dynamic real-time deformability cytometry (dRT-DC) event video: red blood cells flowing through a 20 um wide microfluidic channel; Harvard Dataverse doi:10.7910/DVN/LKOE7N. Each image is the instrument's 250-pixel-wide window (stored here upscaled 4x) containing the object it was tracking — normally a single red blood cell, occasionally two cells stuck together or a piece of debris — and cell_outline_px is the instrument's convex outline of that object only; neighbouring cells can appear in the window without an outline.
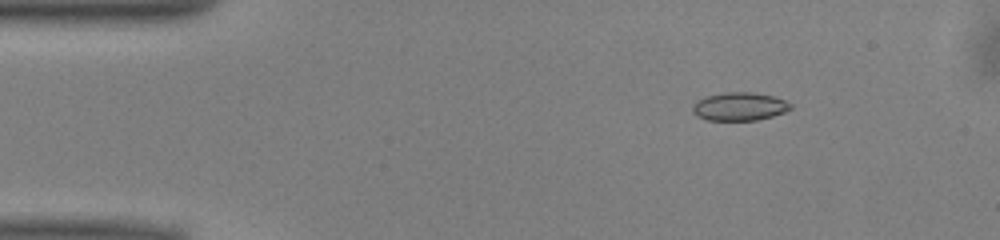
{"species": "common noctule bat (a hibernating species)", "species_latin": "Nyctalus noctula", "temperature_condition": "warm", "stored_images_in_passage": 50, "camera_frame_rate_fps": 3000, "um_per_image_px": 0.085, "animal": {"sex": "male", "body_mass_g": 13.0, "forearm_length_mm": 53.1}, "frame": {"image": 1, "passage_image": 7, "time_ms": 2.0, "image_size_px": [1000, 240], "cell_outline_px": [[792, 108], [784, 112], [772, 116], [756, 120], [708, 120], [696, 116], [692, 112], [692, 104], [696, 100], [704, 96], [724, 92], [752, 92], [772, 96], [784, 100], [792, 104]], "centroid_in_image_um": [62.8, 9.04], "position_along_channel_um": 22.2, "area_um2": 16.24}}
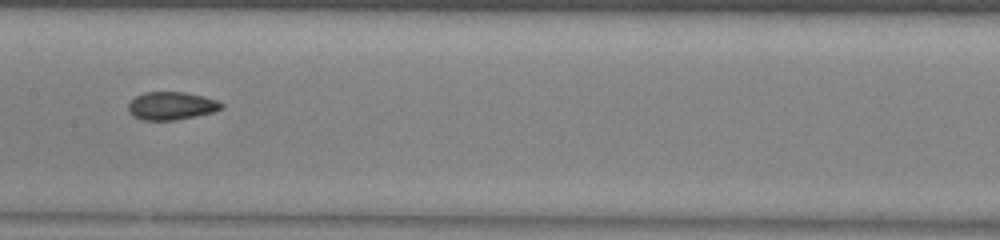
{"frame": {"image": 2, "passage_image": 25, "time_ms": 8.0, "image_size_px": [1000, 240], "cell_outline_px": [[224, 108], [212, 112], [196, 116], [176, 120], [140, 120], [132, 116], [128, 112], [128, 104], [136, 96], [144, 92], [184, 92], [204, 96], [216, 100], [224, 104]], "centroid_in_image_um": [14.56, 9.0], "position_along_channel_um": 192.8, "area_um2": 15.32}}
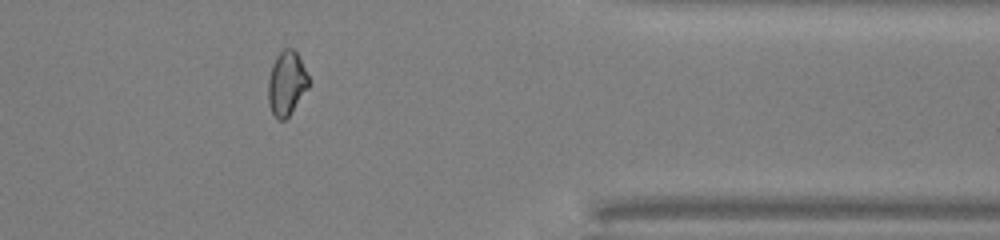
{"frame": {"image": 3, "passage_image": 41, "time_ms": 13.333, "image_size_px": [1000, 240], "cell_outline_px": [[308, 88], [288, 116], [284, 120], [276, 120], [268, 104], [268, 76], [272, 64], [276, 56], [284, 48], [292, 48], [296, 52], [308, 76]], "centroid_in_image_um": [24.32, 7.09], "position_along_channel_um": 387.1, "area_um2": 15.03}, "authors_computed_cell_mechanics": {"area_um2": 15.6927, "velocity_mm_per_s": 4.0559, "shape_relaxation_time_tau1_ms": null, "shape_relaxation_time_tau2_ms": 6.2253, "deformation_change_tau1": null, "deformation_change_tau2": 0.0935}}